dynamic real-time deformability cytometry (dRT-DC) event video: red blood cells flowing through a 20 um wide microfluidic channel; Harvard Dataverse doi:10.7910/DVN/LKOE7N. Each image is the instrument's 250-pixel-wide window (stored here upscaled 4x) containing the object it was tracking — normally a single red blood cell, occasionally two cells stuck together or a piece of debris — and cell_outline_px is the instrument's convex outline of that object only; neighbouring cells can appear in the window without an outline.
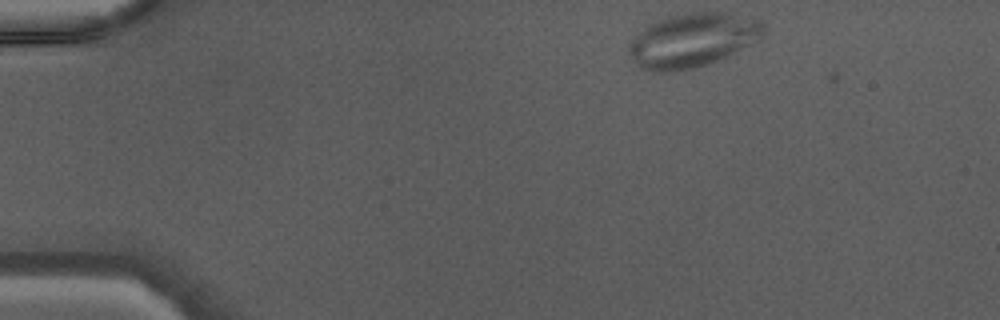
{"species": "Egyptian fruit bat (a non-hibernating species)", "species_latin": "Rousettus aegyptiacus", "temperature_condition": "warm", "stored_images_in_passage": 39, "camera_frame_rate_fps": 3000, "um_per_image_px": 0.085, "animal": {"sex": "male"}, "frame": {"image": 1, "passage_image": 1, "time_ms": 0.0, "image_size_px": [1000, 320], "cell_outline_px": [[764, 36], [716, 60], [692, 68], [672, 72], [652, 72], [640, 68], [632, 60], [628, 52], [628, 44], [648, 24], [668, 16], [692, 12], [724, 12], [756, 20], [764, 24]], "centroid_in_image_um": [58.79, 3.42], "position_along_channel_um": 26.2, "area_um2": 41.67}}